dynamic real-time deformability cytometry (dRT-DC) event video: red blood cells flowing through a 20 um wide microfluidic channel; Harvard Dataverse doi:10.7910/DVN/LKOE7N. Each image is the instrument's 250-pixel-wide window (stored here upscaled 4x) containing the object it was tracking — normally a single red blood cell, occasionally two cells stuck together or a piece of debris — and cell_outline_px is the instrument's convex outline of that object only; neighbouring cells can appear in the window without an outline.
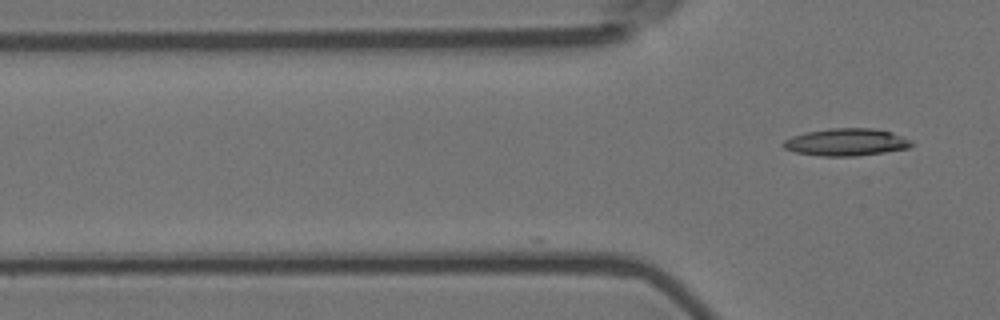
{"species": "Egyptian fruit bat (a non-hibernating species)", "species_latin": "Rousettus aegyptiacus", "temperature_condition": "room temperature", "stored_images_in_passage": 3, "camera_frame_rate_fps": 3000, "um_per_image_px": 0.085, "animal": {"sex": "female"}, "frame": {"image": 1, "passage_image": 3, "time_ms": 0.667, "image_size_px": [1000, 320], "cell_outline_px": [[916, 144], [908, 148], [884, 152], [856, 156], [820, 156], [796, 152], [784, 148], [780, 144], [784, 140], [792, 136], [808, 132], [828, 128], [872, 128], [892, 132], [912, 140]], "centroid_in_image_um": [71.95, 12.08], "position_along_channel_um": 53.8, "area_um2": 20.52}}